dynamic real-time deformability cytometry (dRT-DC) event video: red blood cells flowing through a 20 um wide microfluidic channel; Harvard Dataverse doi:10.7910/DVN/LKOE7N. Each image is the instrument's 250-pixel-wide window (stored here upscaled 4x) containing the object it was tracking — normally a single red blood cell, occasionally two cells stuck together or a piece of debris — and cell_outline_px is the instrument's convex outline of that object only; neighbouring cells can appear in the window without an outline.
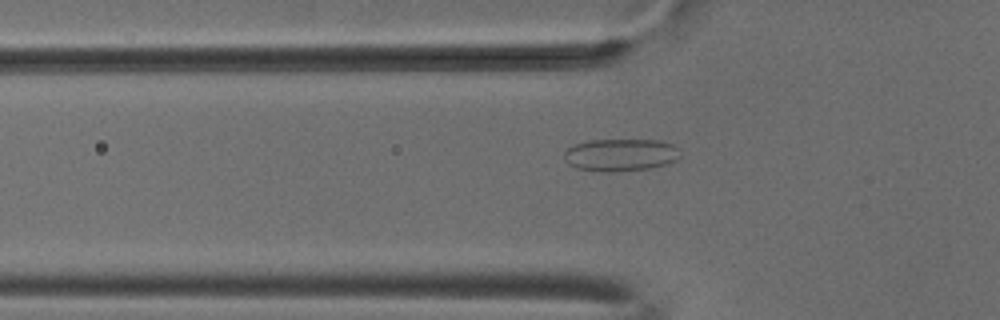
{"species": "common noctule bat (a hibernating species)", "species_latin": "Nyctalus noctula", "temperature_condition": "cold", "stored_images_in_passage": 53, "camera_frame_rate_fps": 3000, "um_per_image_px": 0.085, "animal": {"sex": "male", "body_mass_g": 18.8}, "frame": {"image": 1, "passage_image": 18, "time_ms": 5.667, "image_size_px": [1000, 320], "cell_outline_px": [[680, 156], [676, 160], [668, 164], [652, 168], [616, 172], [604, 172], [576, 168], [568, 164], [564, 160], [564, 152], [572, 144], [588, 140], [660, 140], [672, 144], [676, 148]], "centroid_in_image_um": [52.72, 13.17], "position_along_channel_um": 73.1, "area_um2": 22.2}}
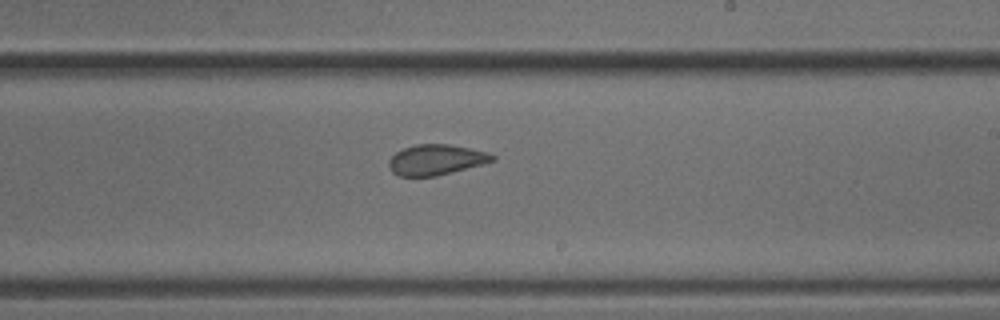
{"frame": {"image": 2, "passage_image": 32, "time_ms": 10.333, "image_size_px": [1000, 320], "cell_outline_px": [[496, 160], [452, 172], [436, 176], [400, 176], [392, 172], [388, 164], [388, 160], [396, 152], [404, 148], [416, 144], [448, 144], [488, 152], [496, 156]], "centroid_in_image_um": [37.06, 13.58], "position_along_channel_um": 251.9, "area_um2": 18.26}}
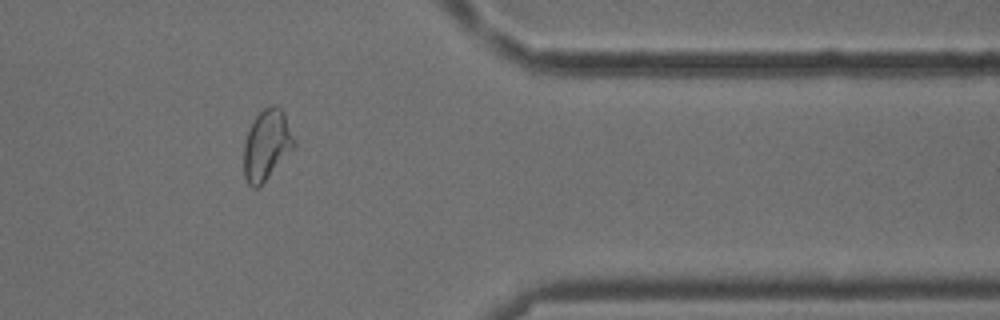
{"frame": {"image": 3, "passage_image": 44, "time_ms": 14.333, "image_size_px": [1000, 320], "cell_outline_px": [[296, 144], [264, 180], [256, 188], [252, 188], [248, 184], [244, 176], [244, 144], [248, 132], [256, 116], [264, 108], [272, 104], [276, 104], [284, 112], [296, 140]], "centroid_in_image_um": [22.67, 12.27], "position_along_channel_um": 388.7, "area_um2": 20.17}, "authors_computed_cell_mechanics": {"area_um2": 20.9236, "velocity_mm_per_s": 3.8164, "shape_relaxation_time_tau1_ms": null, "shape_relaxation_time_tau2_ms": 1.1723, "deformation_change_tau1": null, "deformation_change_tau2": 0.0585}}